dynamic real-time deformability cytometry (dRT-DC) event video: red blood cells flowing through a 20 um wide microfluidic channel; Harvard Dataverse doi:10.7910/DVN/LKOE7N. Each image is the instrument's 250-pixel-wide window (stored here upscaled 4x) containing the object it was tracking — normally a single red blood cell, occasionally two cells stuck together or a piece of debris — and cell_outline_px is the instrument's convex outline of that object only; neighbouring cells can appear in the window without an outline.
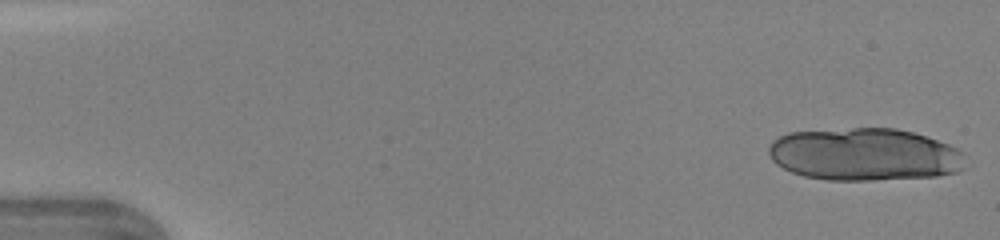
{"species": "human", "species_latin": "Homo sapiens", "temperature_condition": "warm", "stored_images_in_passage": 15, "camera_frame_rate_fps": 3000, "um_per_image_px": 0.085, "donor": {"sex": "female"}, "frame": {"image": 1, "passage_image": 1, "time_ms": 0.0, "image_size_px": [1000, 240], "cell_outline_px": [[968, 168], [956, 172], [936, 176], [872, 180], [828, 180], [804, 176], [792, 172], [776, 164], [772, 160], [768, 152], [768, 148], [772, 140], [788, 132], [852, 128], [896, 128], [928, 136], [948, 144], [956, 148], [960, 152]], "centroid_in_image_um": [73.48, 13.12], "position_along_channel_um": 11.5, "area_um2": 60.52}}